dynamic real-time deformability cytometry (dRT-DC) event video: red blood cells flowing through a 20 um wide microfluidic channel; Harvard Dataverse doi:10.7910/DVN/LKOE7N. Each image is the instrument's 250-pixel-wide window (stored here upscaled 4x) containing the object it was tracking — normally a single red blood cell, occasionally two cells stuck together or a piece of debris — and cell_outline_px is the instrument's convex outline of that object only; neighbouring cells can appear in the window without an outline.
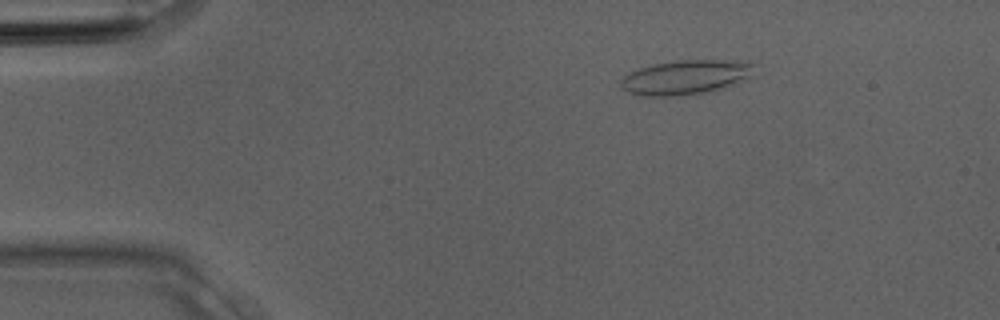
{"species": "Egyptian fruit bat (a non-hibernating species)", "species_latin": "Rousettus aegyptiacus", "temperature_condition": "room temperature", "stored_images_in_passage": 2, "camera_frame_rate_fps": 3000, "um_per_image_px": 0.085, "animal": {"sex": "male"}, "frame": {"image": 1, "passage_image": 1, "time_ms": 0.0, "image_size_px": [1000, 320], "cell_outline_px": [[752, 76], [732, 84], [720, 88], [704, 92], [680, 96], [640, 96], [628, 92], [620, 88], [620, 80], [624, 76], [640, 68], [652, 64], [676, 60], [720, 60], [752, 64]], "centroid_in_image_um": [58.17, 6.58], "position_along_channel_um": 26.8, "area_um2": 26.36}}